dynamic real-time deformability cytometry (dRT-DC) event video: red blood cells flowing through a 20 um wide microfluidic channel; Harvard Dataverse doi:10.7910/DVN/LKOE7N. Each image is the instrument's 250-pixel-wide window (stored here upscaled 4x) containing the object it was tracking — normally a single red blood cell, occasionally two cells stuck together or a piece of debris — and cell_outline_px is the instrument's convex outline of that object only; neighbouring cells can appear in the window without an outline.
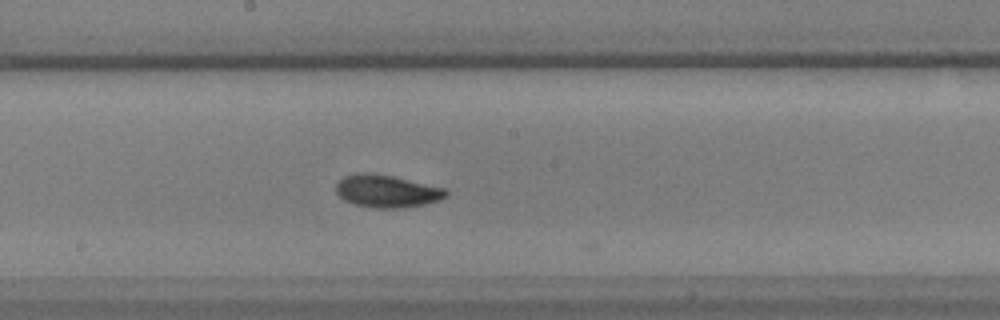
{"species": "common noctule bat (a hibernating species)", "species_latin": "Nyctalus noctula", "temperature_condition": "warm", "stored_images_in_passage": 20, "camera_frame_rate_fps": 3000, "um_per_image_px": 0.085, "animal": {"sex": "male", "body_mass_g": 17.9, "forearm_length_mm": 54.2}, "frame": {"image": 1, "passage_image": 16, "time_ms": 5.0, "image_size_px": [1000, 320], "cell_outline_px": [[448, 196], [440, 200], [424, 204], [404, 208], [372, 208], [352, 204], [344, 200], [336, 192], [336, 184], [344, 176], [356, 172], [372, 172], [392, 176], [444, 188], [448, 192]], "centroid_in_image_um": [32.85, 16.25], "position_along_channel_um": 215.3, "area_um2": 21.04}}
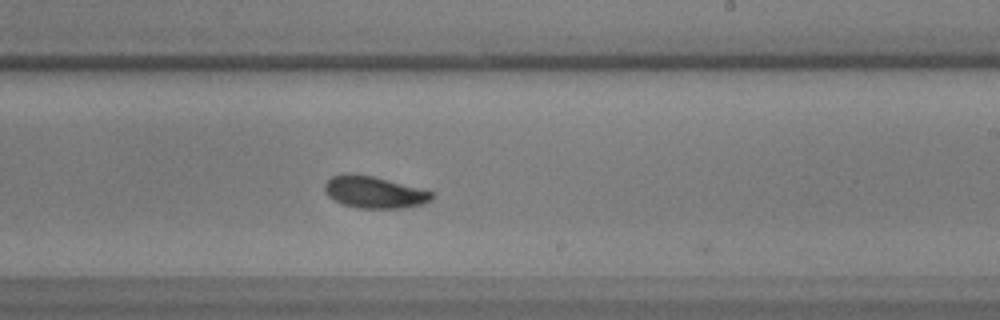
{"frame": {"image": 2, "passage_image": 19, "time_ms": 6.0, "image_size_px": [1000, 320], "cell_outline_px": [[436, 192], [432, 200], [424, 204], [404, 208], [356, 208], [344, 204], [328, 196], [324, 188], [324, 184], [332, 176], [348, 172], [372, 176]], "centroid_in_image_um": [31.85, 16.33], "position_along_channel_um": 257.2, "area_um2": 20.0}}